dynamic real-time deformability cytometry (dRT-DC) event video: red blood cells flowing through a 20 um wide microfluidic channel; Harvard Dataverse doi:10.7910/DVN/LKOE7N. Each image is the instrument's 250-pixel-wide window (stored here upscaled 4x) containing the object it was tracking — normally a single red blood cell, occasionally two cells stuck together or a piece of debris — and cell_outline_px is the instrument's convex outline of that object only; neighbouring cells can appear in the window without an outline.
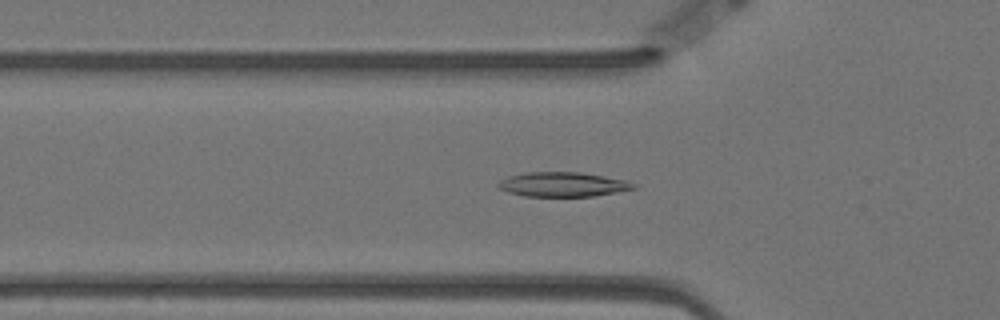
{"species": "Egyptian fruit bat (a non-hibernating species)", "species_latin": "Rousettus aegyptiacus", "temperature_condition": "warm", "stored_images_in_passage": 56, "camera_frame_rate_fps": 3000, "um_per_image_px": 0.085, "animal": {"sex": "female"}, "frame": {"image": 1, "passage_image": 17, "time_ms": 5.333, "image_size_px": [1000, 320], "cell_outline_px": [[636, 188], [616, 192], [592, 196], [524, 196], [508, 192], [500, 188], [496, 184], [500, 180], [508, 176], [528, 172], [580, 172], [628, 180], [636, 184]], "centroid_in_image_um": [47.85, 15.67], "position_along_channel_um": 78.0, "area_um2": 19.31}}
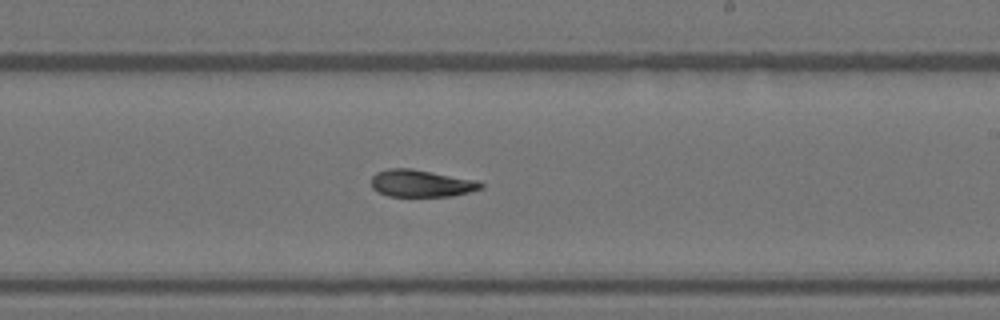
{"frame": {"image": 2, "passage_image": 32, "time_ms": 10.333, "image_size_px": [1000, 320], "cell_outline_px": [[484, 188], [452, 196], [388, 196], [376, 192], [372, 188], [372, 176], [376, 172], [388, 168], [412, 168], [476, 180], [484, 184]], "centroid_in_image_um": [35.78, 15.58], "position_along_channel_um": 253.2, "area_um2": 17.46}}
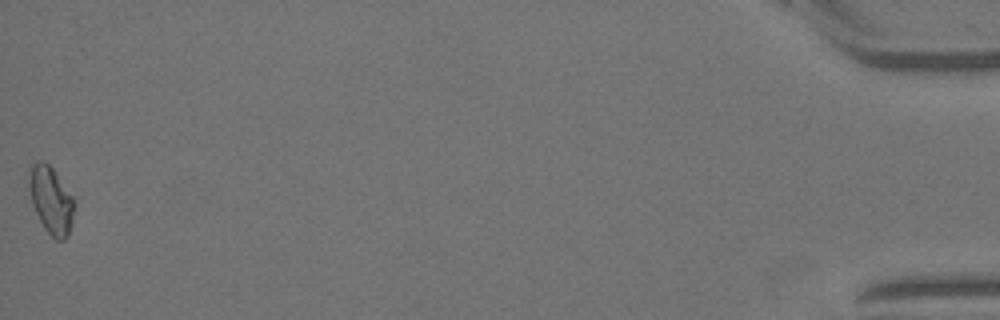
{"frame": {"image": 3, "passage_image": 56, "time_ms": 18.333, "image_size_px": [1000, 320], "cell_outline_px": [[76, 208], [68, 236], [64, 240], [56, 240], [44, 228], [32, 204], [28, 184], [28, 168], [36, 160], [44, 160], [52, 168], [76, 196]], "centroid_in_image_um": [4.37, 16.97], "position_along_channel_um": 430.8, "area_um2": 18.44}, "authors_computed_cell_mechanics": {"area_um2": 17.918, "velocity_mm_per_s": 3.4968, "shape_relaxation_time_tau1_ms": null, "shape_relaxation_time_tau2_ms": 5.0531, "deformation_change_tau1": null, "deformation_change_tau2": 0.1023}}